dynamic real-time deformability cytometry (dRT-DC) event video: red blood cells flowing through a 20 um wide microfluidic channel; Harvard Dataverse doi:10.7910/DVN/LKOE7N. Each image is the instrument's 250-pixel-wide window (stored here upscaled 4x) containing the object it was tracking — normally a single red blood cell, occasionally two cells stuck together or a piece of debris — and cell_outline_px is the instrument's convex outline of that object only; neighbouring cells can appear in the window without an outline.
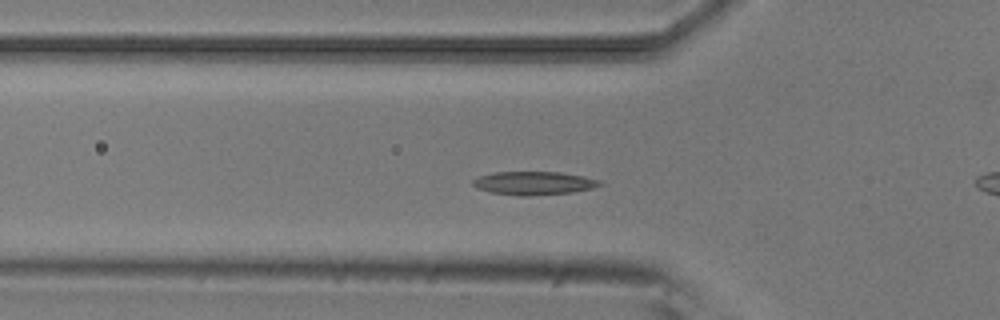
{"species": "common noctule bat (a hibernating species)", "species_latin": "Nyctalus noctula", "temperature_condition": "room temperature", "stored_images_in_passage": 46, "camera_frame_rate_fps": 3000, "um_per_image_px": 0.085, "animal": {"sex": "male", "body_mass_g": 20.5, "forearm_length_mm": 52.5}, "frame": {"image": 1, "passage_image": 10, "time_ms": 3.0, "image_size_px": [1000, 320], "cell_outline_px": [[604, 184], [592, 188], [572, 192], [528, 196], [520, 196], [492, 192], [476, 188], [472, 184], [472, 180], [480, 176], [496, 172], [560, 172], [584, 176], [600, 180]], "centroid_in_image_um": [45.39, 15.56], "position_along_channel_um": 80.4, "area_um2": 17.22}}
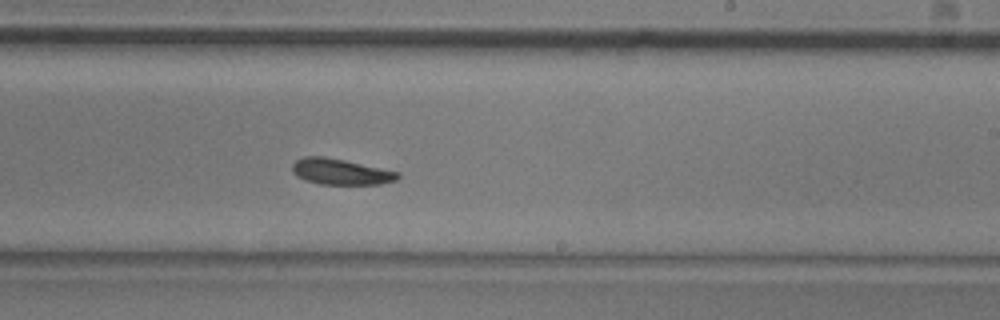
{"frame": {"image": 2, "passage_image": 24, "time_ms": 7.667, "image_size_px": [1000, 320], "cell_outline_px": [[400, 176], [396, 180], [380, 184], [320, 184], [304, 180], [296, 176], [292, 172], [292, 164], [296, 160], [304, 156], [324, 156], [344, 160], [400, 172]], "centroid_in_image_um": [28.93, 14.59], "position_along_channel_um": 260.1, "area_um2": 15.95}}
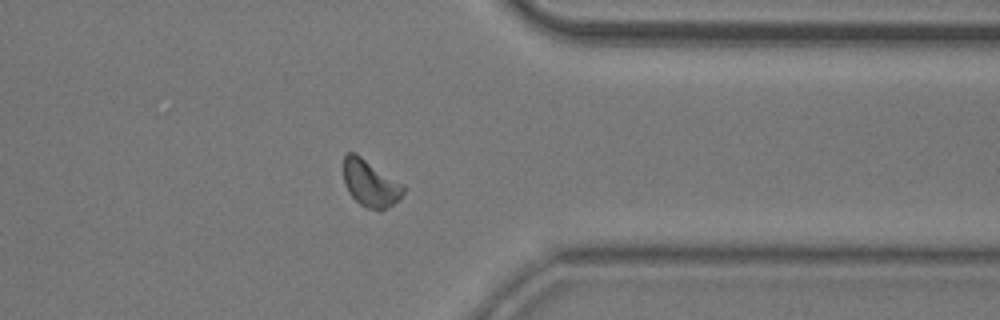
{"frame": {"image": 3, "passage_image": 34, "time_ms": 11.0, "image_size_px": [1000, 320], "cell_outline_px": [[404, 192], [400, 200], [380, 212], [364, 208], [348, 192], [344, 184], [344, 156], [348, 152], [356, 152], [404, 184]], "centroid_in_image_um": [31.5, 15.6], "position_along_channel_um": 379.9, "area_um2": 16.76}, "authors_computed_cell_mechanics": {"area_um2": 16.2707, "velocity_mm_per_s": 3.8387, "shape_relaxation_time_tau1_ms": 3.0137, "shape_relaxation_time_tau2_ms": null, "deformation_change_tau1": 0.1249, "deformation_change_tau2": null}}